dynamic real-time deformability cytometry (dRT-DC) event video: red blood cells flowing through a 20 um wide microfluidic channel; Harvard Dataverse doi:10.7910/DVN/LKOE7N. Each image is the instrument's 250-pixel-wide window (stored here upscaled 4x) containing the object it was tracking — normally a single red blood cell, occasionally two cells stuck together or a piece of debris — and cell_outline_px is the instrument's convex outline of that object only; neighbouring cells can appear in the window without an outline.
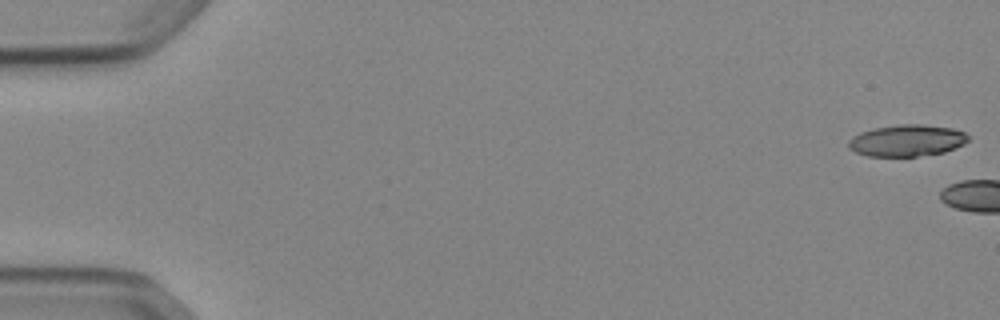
{"species": "Egyptian fruit bat (a non-hibernating species)", "species_latin": "Rousettus aegyptiacus", "temperature_condition": "cold", "stored_images_in_passage": 4, "camera_frame_rate_fps": 3000, "um_per_image_px": 0.085, "animal": {"sex": "female"}, "frame": {"image": 1, "passage_image": 1, "time_ms": 0.0, "image_size_px": [1000, 320], "cell_outline_px": [[968, 140], [964, 144], [944, 152], [916, 156], [868, 156], [856, 152], [848, 148], [848, 140], [852, 136], [860, 132], [872, 128], [900, 124], [920, 124], [952, 128], [964, 132], [968, 136]], "centroid_in_image_um": [77.05, 11.94], "position_along_channel_um": 7.9, "area_um2": 22.08}}